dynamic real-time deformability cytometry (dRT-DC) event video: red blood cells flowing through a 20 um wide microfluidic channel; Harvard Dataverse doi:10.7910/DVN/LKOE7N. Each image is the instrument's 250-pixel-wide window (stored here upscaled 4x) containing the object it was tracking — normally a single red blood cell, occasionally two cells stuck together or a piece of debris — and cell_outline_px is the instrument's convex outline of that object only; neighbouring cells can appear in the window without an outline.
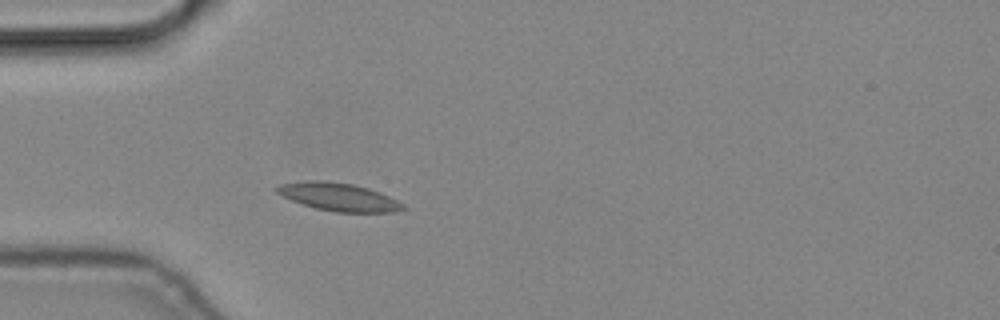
{"species": "common noctule bat (a hibernating species)", "species_latin": "Nyctalus noctula", "temperature_condition": "cold", "stored_images_in_passage": 3, "camera_frame_rate_fps": 3000, "um_per_image_px": 0.085, "animal": {"sex": "male", "body_mass_g": 19.2, "forearm_length_mm": 51.8}, "frame": {"image": 1, "passage_image": 3, "time_ms": 0.667, "image_size_px": [1000, 320], "cell_outline_px": [[404, 208], [396, 212], [336, 212], [316, 208], [292, 200], [276, 192], [272, 188], [280, 184], [308, 180], [316, 180], [352, 184], [368, 188], [380, 192], [404, 204]], "centroid_in_image_um": [28.77, 16.73], "position_along_channel_um": 56.2, "area_um2": 20.29}}